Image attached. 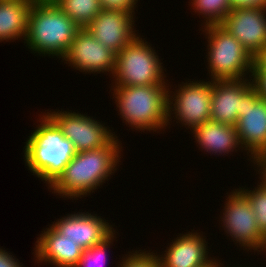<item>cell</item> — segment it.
I'll return each mask as SVG.
<instances>
[{
	"instance_id": "e0dca14e",
	"label": "cell",
	"mask_w": 266,
	"mask_h": 267,
	"mask_svg": "<svg viewBox=\"0 0 266 267\" xmlns=\"http://www.w3.org/2000/svg\"><path fill=\"white\" fill-rule=\"evenodd\" d=\"M34 247L35 262L54 267H75L83 254V248L66 239L52 225L42 231Z\"/></svg>"
},
{
	"instance_id": "5bb4252c",
	"label": "cell",
	"mask_w": 266,
	"mask_h": 267,
	"mask_svg": "<svg viewBox=\"0 0 266 267\" xmlns=\"http://www.w3.org/2000/svg\"><path fill=\"white\" fill-rule=\"evenodd\" d=\"M109 220L89 212H77L54 221L52 226L66 239L76 242L84 250L100 244L114 232Z\"/></svg>"
},
{
	"instance_id": "5b68a950",
	"label": "cell",
	"mask_w": 266,
	"mask_h": 267,
	"mask_svg": "<svg viewBox=\"0 0 266 267\" xmlns=\"http://www.w3.org/2000/svg\"><path fill=\"white\" fill-rule=\"evenodd\" d=\"M201 30L208 41L206 56L211 80L251 78L254 57L233 35L220 24L205 26Z\"/></svg>"
},
{
	"instance_id": "83f0119b",
	"label": "cell",
	"mask_w": 266,
	"mask_h": 267,
	"mask_svg": "<svg viewBox=\"0 0 266 267\" xmlns=\"http://www.w3.org/2000/svg\"><path fill=\"white\" fill-rule=\"evenodd\" d=\"M250 162H252L255 166H257L256 171L259 172L257 174L261 173L259 177L261 180L259 181H261L263 184L266 185V152L256 156Z\"/></svg>"
},
{
	"instance_id": "9c48e42d",
	"label": "cell",
	"mask_w": 266,
	"mask_h": 267,
	"mask_svg": "<svg viewBox=\"0 0 266 267\" xmlns=\"http://www.w3.org/2000/svg\"><path fill=\"white\" fill-rule=\"evenodd\" d=\"M46 114L57 124L76 152L107 146L117 135L102 121L79 112L50 110Z\"/></svg>"
},
{
	"instance_id": "4316f807",
	"label": "cell",
	"mask_w": 266,
	"mask_h": 267,
	"mask_svg": "<svg viewBox=\"0 0 266 267\" xmlns=\"http://www.w3.org/2000/svg\"><path fill=\"white\" fill-rule=\"evenodd\" d=\"M18 259L0 247V267H22Z\"/></svg>"
},
{
	"instance_id": "ffe728a7",
	"label": "cell",
	"mask_w": 266,
	"mask_h": 267,
	"mask_svg": "<svg viewBox=\"0 0 266 267\" xmlns=\"http://www.w3.org/2000/svg\"><path fill=\"white\" fill-rule=\"evenodd\" d=\"M54 3L81 28H86L102 10L100 0H55Z\"/></svg>"
},
{
	"instance_id": "d6a6232c",
	"label": "cell",
	"mask_w": 266,
	"mask_h": 267,
	"mask_svg": "<svg viewBox=\"0 0 266 267\" xmlns=\"http://www.w3.org/2000/svg\"><path fill=\"white\" fill-rule=\"evenodd\" d=\"M0 1H17V0H0Z\"/></svg>"
},
{
	"instance_id": "8fae6325",
	"label": "cell",
	"mask_w": 266,
	"mask_h": 267,
	"mask_svg": "<svg viewBox=\"0 0 266 267\" xmlns=\"http://www.w3.org/2000/svg\"><path fill=\"white\" fill-rule=\"evenodd\" d=\"M116 53L100 44L85 28L75 35L66 54L62 57L68 66L88 74H112L115 70ZM108 72V73H107Z\"/></svg>"
},
{
	"instance_id": "ba28073f",
	"label": "cell",
	"mask_w": 266,
	"mask_h": 267,
	"mask_svg": "<svg viewBox=\"0 0 266 267\" xmlns=\"http://www.w3.org/2000/svg\"><path fill=\"white\" fill-rule=\"evenodd\" d=\"M211 81H186L178 85L175 92L169 88L168 94V125H171L170 119L174 117L182 127L191 131L205 121L211 120ZM173 92V93H172ZM172 93V94H171ZM173 111V112H172ZM173 114H175L173 116ZM172 115V117H171ZM187 126V127H186Z\"/></svg>"
},
{
	"instance_id": "6da1fadb",
	"label": "cell",
	"mask_w": 266,
	"mask_h": 267,
	"mask_svg": "<svg viewBox=\"0 0 266 267\" xmlns=\"http://www.w3.org/2000/svg\"><path fill=\"white\" fill-rule=\"evenodd\" d=\"M120 143L116 136L105 147L76 152L64 172L48 188L50 192L72 200L91 195L118 169L123 148Z\"/></svg>"
},
{
	"instance_id": "f1b7e54d",
	"label": "cell",
	"mask_w": 266,
	"mask_h": 267,
	"mask_svg": "<svg viewBox=\"0 0 266 267\" xmlns=\"http://www.w3.org/2000/svg\"><path fill=\"white\" fill-rule=\"evenodd\" d=\"M233 8L236 7H266V0H231Z\"/></svg>"
},
{
	"instance_id": "52a82bcc",
	"label": "cell",
	"mask_w": 266,
	"mask_h": 267,
	"mask_svg": "<svg viewBox=\"0 0 266 267\" xmlns=\"http://www.w3.org/2000/svg\"><path fill=\"white\" fill-rule=\"evenodd\" d=\"M226 197L223 207L222 228L225 234L236 244L247 251L254 250L266 253V236L260 231L251 204L245 195L237 188Z\"/></svg>"
},
{
	"instance_id": "f546056e",
	"label": "cell",
	"mask_w": 266,
	"mask_h": 267,
	"mask_svg": "<svg viewBox=\"0 0 266 267\" xmlns=\"http://www.w3.org/2000/svg\"><path fill=\"white\" fill-rule=\"evenodd\" d=\"M253 70H266V47L254 57Z\"/></svg>"
},
{
	"instance_id": "7c38bea8",
	"label": "cell",
	"mask_w": 266,
	"mask_h": 267,
	"mask_svg": "<svg viewBox=\"0 0 266 267\" xmlns=\"http://www.w3.org/2000/svg\"><path fill=\"white\" fill-rule=\"evenodd\" d=\"M220 25L253 57L266 47V7L233 8Z\"/></svg>"
},
{
	"instance_id": "44dd1931",
	"label": "cell",
	"mask_w": 266,
	"mask_h": 267,
	"mask_svg": "<svg viewBox=\"0 0 266 267\" xmlns=\"http://www.w3.org/2000/svg\"><path fill=\"white\" fill-rule=\"evenodd\" d=\"M193 12L203 16L202 27L209 25H219L233 9L231 0H191Z\"/></svg>"
},
{
	"instance_id": "7402d4cb",
	"label": "cell",
	"mask_w": 266,
	"mask_h": 267,
	"mask_svg": "<svg viewBox=\"0 0 266 267\" xmlns=\"http://www.w3.org/2000/svg\"><path fill=\"white\" fill-rule=\"evenodd\" d=\"M238 189L250 202L259 229L266 236V185L258 181L257 187H254L253 190L245 189V187Z\"/></svg>"
},
{
	"instance_id": "cb8c5ba5",
	"label": "cell",
	"mask_w": 266,
	"mask_h": 267,
	"mask_svg": "<svg viewBox=\"0 0 266 267\" xmlns=\"http://www.w3.org/2000/svg\"><path fill=\"white\" fill-rule=\"evenodd\" d=\"M151 250H133L128 252L129 254L122 256L120 264L118 267H160L159 258L157 257V252H150Z\"/></svg>"
},
{
	"instance_id": "9a60e30c",
	"label": "cell",
	"mask_w": 266,
	"mask_h": 267,
	"mask_svg": "<svg viewBox=\"0 0 266 267\" xmlns=\"http://www.w3.org/2000/svg\"><path fill=\"white\" fill-rule=\"evenodd\" d=\"M253 86L252 78L213 80L211 120L236 126L242 116L243 95Z\"/></svg>"
},
{
	"instance_id": "4dcf8cb0",
	"label": "cell",
	"mask_w": 266,
	"mask_h": 267,
	"mask_svg": "<svg viewBox=\"0 0 266 267\" xmlns=\"http://www.w3.org/2000/svg\"><path fill=\"white\" fill-rule=\"evenodd\" d=\"M222 266H224L223 263H220V261L218 259H215L213 257L212 260L207 265H205L203 267H222ZM239 267H242V266L240 265Z\"/></svg>"
},
{
	"instance_id": "603a6c76",
	"label": "cell",
	"mask_w": 266,
	"mask_h": 267,
	"mask_svg": "<svg viewBox=\"0 0 266 267\" xmlns=\"http://www.w3.org/2000/svg\"><path fill=\"white\" fill-rule=\"evenodd\" d=\"M115 232L100 244L93 245L91 248L83 250L81 259L75 267H103L107 261V250L113 245Z\"/></svg>"
},
{
	"instance_id": "3957f363",
	"label": "cell",
	"mask_w": 266,
	"mask_h": 267,
	"mask_svg": "<svg viewBox=\"0 0 266 267\" xmlns=\"http://www.w3.org/2000/svg\"><path fill=\"white\" fill-rule=\"evenodd\" d=\"M111 90L118 115L128 127L139 132L165 131L169 117V84L111 87Z\"/></svg>"
},
{
	"instance_id": "7a4b0ae2",
	"label": "cell",
	"mask_w": 266,
	"mask_h": 267,
	"mask_svg": "<svg viewBox=\"0 0 266 267\" xmlns=\"http://www.w3.org/2000/svg\"><path fill=\"white\" fill-rule=\"evenodd\" d=\"M40 115L36 129L25 142V165L48 188L64 172L75 156L73 143L66 138L57 124L44 112Z\"/></svg>"
},
{
	"instance_id": "4fadbf2b",
	"label": "cell",
	"mask_w": 266,
	"mask_h": 267,
	"mask_svg": "<svg viewBox=\"0 0 266 267\" xmlns=\"http://www.w3.org/2000/svg\"><path fill=\"white\" fill-rule=\"evenodd\" d=\"M134 16L135 13L102 9L85 29L100 44L118 53L139 35Z\"/></svg>"
},
{
	"instance_id": "30bf717a",
	"label": "cell",
	"mask_w": 266,
	"mask_h": 267,
	"mask_svg": "<svg viewBox=\"0 0 266 267\" xmlns=\"http://www.w3.org/2000/svg\"><path fill=\"white\" fill-rule=\"evenodd\" d=\"M235 127L241 147L250 157L248 160L266 152V99L261 98L254 86L243 95L242 116Z\"/></svg>"
},
{
	"instance_id": "ac0fdd59",
	"label": "cell",
	"mask_w": 266,
	"mask_h": 267,
	"mask_svg": "<svg viewBox=\"0 0 266 267\" xmlns=\"http://www.w3.org/2000/svg\"><path fill=\"white\" fill-rule=\"evenodd\" d=\"M192 133L200 146L199 149L203 150L204 153L206 151L216 156L223 153V155L231 154V152H237L240 149L243 150L235 126L208 120L196 126Z\"/></svg>"
},
{
	"instance_id": "1f68e13d",
	"label": "cell",
	"mask_w": 266,
	"mask_h": 267,
	"mask_svg": "<svg viewBox=\"0 0 266 267\" xmlns=\"http://www.w3.org/2000/svg\"><path fill=\"white\" fill-rule=\"evenodd\" d=\"M33 2H54L55 0H31Z\"/></svg>"
},
{
	"instance_id": "8992f818",
	"label": "cell",
	"mask_w": 266,
	"mask_h": 267,
	"mask_svg": "<svg viewBox=\"0 0 266 267\" xmlns=\"http://www.w3.org/2000/svg\"><path fill=\"white\" fill-rule=\"evenodd\" d=\"M151 46L138 35L116 53L111 87L168 85L163 63Z\"/></svg>"
},
{
	"instance_id": "2e32d148",
	"label": "cell",
	"mask_w": 266,
	"mask_h": 267,
	"mask_svg": "<svg viewBox=\"0 0 266 267\" xmlns=\"http://www.w3.org/2000/svg\"><path fill=\"white\" fill-rule=\"evenodd\" d=\"M193 231L180 233L179 237L171 240L164 255H157L160 267H203L212 260L208 256L206 237L201 232Z\"/></svg>"
},
{
	"instance_id": "277c9868",
	"label": "cell",
	"mask_w": 266,
	"mask_h": 267,
	"mask_svg": "<svg viewBox=\"0 0 266 267\" xmlns=\"http://www.w3.org/2000/svg\"><path fill=\"white\" fill-rule=\"evenodd\" d=\"M80 29L54 2H33L24 43L34 54L60 60Z\"/></svg>"
},
{
	"instance_id": "d4e9b609",
	"label": "cell",
	"mask_w": 266,
	"mask_h": 267,
	"mask_svg": "<svg viewBox=\"0 0 266 267\" xmlns=\"http://www.w3.org/2000/svg\"><path fill=\"white\" fill-rule=\"evenodd\" d=\"M139 0H100L103 10H115L127 13H135Z\"/></svg>"
},
{
	"instance_id": "d6986e66",
	"label": "cell",
	"mask_w": 266,
	"mask_h": 267,
	"mask_svg": "<svg viewBox=\"0 0 266 267\" xmlns=\"http://www.w3.org/2000/svg\"><path fill=\"white\" fill-rule=\"evenodd\" d=\"M33 1H0V42L25 40L28 15Z\"/></svg>"
},
{
	"instance_id": "484cf974",
	"label": "cell",
	"mask_w": 266,
	"mask_h": 267,
	"mask_svg": "<svg viewBox=\"0 0 266 267\" xmlns=\"http://www.w3.org/2000/svg\"><path fill=\"white\" fill-rule=\"evenodd\" d=\"M251 78L261 98L266 99V70H252Z\"/></svg>"
}]
</instances>
